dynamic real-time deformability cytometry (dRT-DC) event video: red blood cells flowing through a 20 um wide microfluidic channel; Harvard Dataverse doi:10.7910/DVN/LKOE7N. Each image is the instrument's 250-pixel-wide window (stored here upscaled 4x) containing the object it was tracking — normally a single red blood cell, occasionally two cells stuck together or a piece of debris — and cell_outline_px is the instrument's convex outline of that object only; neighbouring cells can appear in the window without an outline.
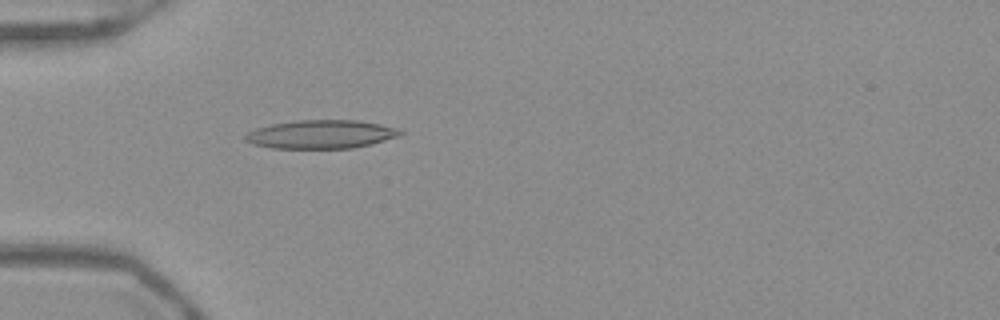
{"species": "Egyptian fruit bat (a non-hibernating species)", "species_latin": "Rousettus aegyptiacus", "temperature_condition": "warm", "stored_images_in_passage": 53, "camera_frame_rate_fps": 3000, "um_per_image_px": 0.085, "frame": {"image": 1, "passage_image": 17, "time_ms": 5.333, "image_size_px": [1000, 320], "cell_outline_px": [[404, 132], [400, 136], [372, 144], [352, 148], [272, 148], [252, 144], [244, 140], [244, 136], [248, 132], [256, 128], [272, 124], [296, 120], [356, 120], [380, 124], [396, 128]], "centroid_in_image_um": [27.29, 11.41], "position_along_channel_um": 57.7, "area_um2": 25.78}}
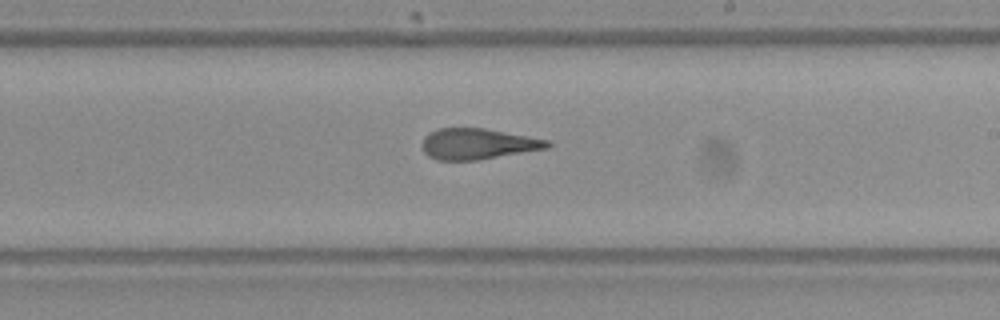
{"frame": {"image": 2, "passage_image": 32, "time_ms": 10.333, "image_size_px": [1000, 320], "cell_outline_px": [[552, 144], [548, 148], [480, 160], [436, 160], [428, 156], [424, 152], [424, 136], [428, 132], [440, 128], [484, 128], [552, 140]], "centroid_in_image_um": [40.66, 12.23], "position_along_channel_um": 248.3, "area_um2": 22.66}}
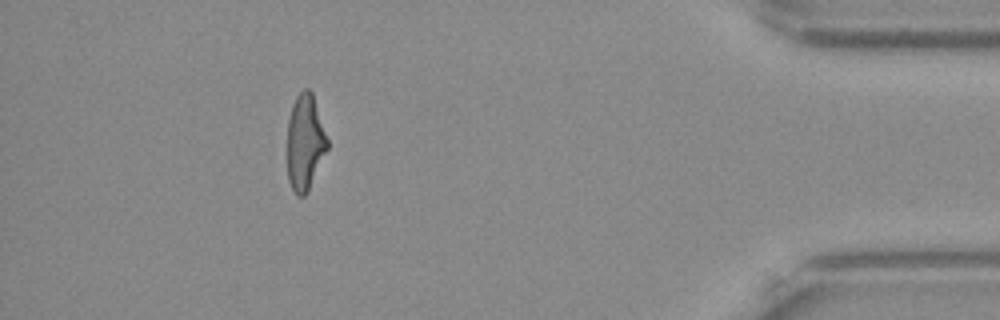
{"frame": {"image": 3, "passage_image": 48, "time_ms": 15.667, "image_size_px": [1000, 320], "cell_outline_px": [[328, 148], [308, 192], [304, 196], [296, 196], [288, 180], [288, 120], [292, 104], [296, 96], [304, 88], [308, 88], [312, 92], [328, 140]], "centroid_in_image_um": [25.93, 12.11], "position_along_channel_um": 409.3, "area_um2": 22.37}, "authors_computed_cell_mechanics": {"area_um2": 23.7558, "velocity_mm_per_s": 3.9384, "shape_relaxation_time_tau1_ms": null, "shape_relaxation_time_tau2_ms": 2.1567, "deformation_change_tau1": null, "deformation_change_tau2": 0.1242}}